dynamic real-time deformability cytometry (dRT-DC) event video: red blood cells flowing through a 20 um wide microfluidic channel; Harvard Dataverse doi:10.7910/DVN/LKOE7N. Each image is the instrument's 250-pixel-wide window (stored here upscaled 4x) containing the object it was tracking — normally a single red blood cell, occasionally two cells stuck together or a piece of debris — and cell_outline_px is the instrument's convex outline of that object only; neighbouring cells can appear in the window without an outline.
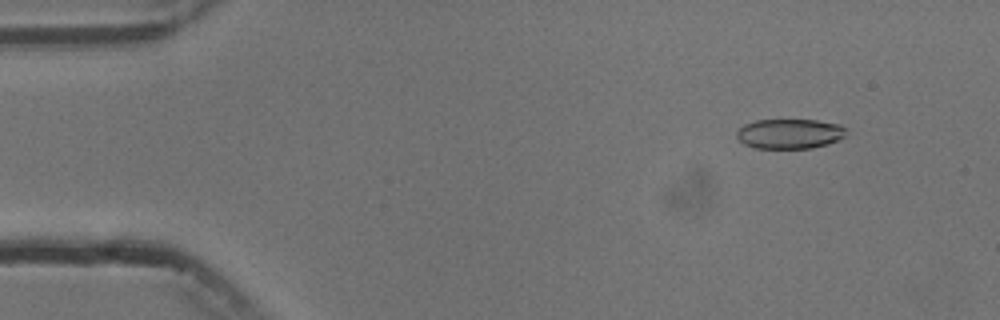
{"species": "common noctule bat (a hibernating species)", "species_latin": "Nyctalus noctula", "temperature_condition": "cold", "stored_images_in_passage": 5, "camera_frame_rate_fps": 3000, "um_per_image_px": 0.085, "animal": {"sex": "male", "body_mass_g": 13.3}, "frame": {"image": 1, "passage_image": 2, "time_ms": 1.333, "image_size_px": [1000, 320], "cell_outline_px": [[848, 132], [840, 140], [828, 144], [812, 148], [756, 148], [744, 144], [736, 136], [736, 132], [744, 124], [756, 120], [816, 120], [840, 124], [848, 128]], "centroid_in_image_um": [67.17, 11.36], "position_along_channel_um": 17.8, "area_um2": 19.25}}